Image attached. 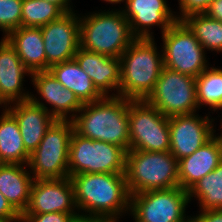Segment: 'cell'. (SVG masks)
Wrapping results in <instances>:
<instances>
[{
  "label": "cell",
  "mask_w": 222,
  "mask_h": 222,
  "mask_svg": "<svg viewBox=\"0 0 222 222\" xmlns=\"http://www.w3.org/2000/svg\"><path fill=\"white\" fill-rule=\"evenodd\" d=\"M70 178L77 212L89 221H119L130 212L125 173H82Z\"/></svg>",
  "instance_id": "6da1fadb"
},
{
  "label": "cell",
  "mask_w": 222,
  "mask_h": 222,
  "mask_svg": "<svg viewBox=\"0 0 222 222\" xmlns=\"http://www.w3.org/2000/svg\"><path fill=\"white\" fill-rule=\"evenodd\" d=\"M129 99L104 96L82 105L72 120L74 130L83 137L115 144L129 151Z\"/></svg>",
  "instance_id": "7a4b0ae2"
},
{
  "label": "cell",
  "mask_w": 222,
  "mask_h": 222,
  "mask_svg": "<svg viewBox=\"0 0 222 222\" xmlns=\"http://www.w3.org/2000/svg\"><path fill=\"white\" fill-rule=\"evenodd\" d=\"M119 58V96L145 100L153 91L164 67L162 50L158 52L154 38H136Z\"/></svg>",
  "instance_id": "3957f363"
},
{
  "label": "cell",
  "mask_w": 222,
  "mask_h": 222,
  "mask_svg": "<svg viewBox=\"0 0 222 222\" xmlns=\"http://www.w3.org/2000/svg\"><path fill=\"white\" fill-rule=\"evenodd\" d=\"M88 14L79 17L82 49L119 58L136 39L121 10L105 9Z\"/></svg>",
  "instance_id": "277c9868"
},
{
  "label": "cell",
  "mask_w": 222,
  "mask_h": 222,
  "mask_svg": "<svg viewBox=\"0 0 222 222\" xmlns=\"http://www.w3.org/2000/svg\"><path fill=\"white\" fill-rule=\"evenodd\" d=\"M125 177L130 195L179 187L178 160L169 151L129 150Z\"/></svg>",
  "instance_id": "5b68a950"
},
{
  "label": "cell",
  "mask_w": 222,
  "mask_h": 222,
  "mask_svg": "<svg viewBox=\"0 0 222 222\" xmlns=\"http://www.w3.org/2000/svg\"><path fill=\"white\" fill-rule=\"evenodd\" d=\"M73 131L71 120H55L47 129L27 164L34 180L69 177V145Z\"/></svg>",
  "instance_id": "8992f818"
},
{
  "label": "cell",
  "mask_w": 222,
  "mask_h": 222,
  "mask_svg": "<svg viewBox=\"0 0 222 222\" xmlns=\"http://www.w3.org/2000/svg\"><path fill=\"white\" fill-rule=\"evenodd\" d=\"M126 151L73 131L69 145V177L82 173H125Z\"/></svg>",
  "instance_id": "52a82bcc"
},
{
  "label": "cell",
  "mask_w": 222,
  "mask_h": 222,
  "mask_svg": "<svg viewBox=\"0 0 222 222\" xmlns=\"http://www.w3.org/2000/svg\"><path fill=\"white\" fill-rule=\"evenodd\" d=\"M129 150L167 152L170 149L169 117L145 100L129 99Z\"/></svg>",
  "instance_id": "ba28073f"
},
{
  "label": "cell",
  "mask_w": 222,
  "mask_h": 222,
  "mask_svg": "<svg viewBox=\"0 0 222 222\" xmlns=\"http://www.w3.org/2000/svg\"><path fill=\"white\" fill-rule=\"evenodd\" d=\"M162 40L164 67L195 78L209 67L206 50L182 20L173 23Z\"/></svg>",
  "instance_id": "9c48e42d"
},
{
  "label": "cell",
  "mask_w": 222,
  "mask_h": 222,
  "mask_svg": "<svg viewBox=\"0 0 222 222\" xmlns=\"http://www.w3.org/2000/svg\"><path fill=\"white\" fill-rule=\"evenodd\" d=\"M196 93L195 77L163 67L145 101L167 117L192 114L199 109Z\"/></svg>",
  "instance_id": "30bf717a"
},
{
  "label": "cell",
  "mask_w": 222,
  "mask_h": 222,
  "mask_svg": "<svg viewBox=\"0 0 222 222\" xmlns=\"http://www.w3.org/2000/svg\"><path fill=\"white\" fill-rule=\"evenodd\" d=\"M188 191L180 186L130 195V214L135 222H191L186 216Z\"/></svg>",
  "instance_id": "8fae6325"
},
{
  "label": "cell",
  "mask_w": 222,
  "mask_h": 222,
  "mask_svg": "<svg viewBox=\"0 0 222 222\" xmlns=\"http://www.w3.org/2000/svg\"><path fill=\"white\" fill-rule=\"evenodd\" d=\"M75 11L41 28L46 53V71L57 63L74 59L80 47V21Z\"/></svg>",
  "instance_id": "7c38bea8"
},
{
  "label": "cell",
  "mask_w": 222,
  "mask_h": 222,
  "mask_svg": "<svg viewBox=\"0 0 222 222\" xmlns=\"http://www.w3.org/2000/svg\"><path fill=\"white\" fill-rule=\"evenodd\" d=\"M214 119L196 113L169 117V152L180 160L193 154L215 135Z\"/></svg>",
  "instance_id": "4fadbf2b"
},
{
  "label": "cell",
  "mask_w": 222,
  "mask_h": 222,
  "mask_svg": "<svg viewBox=\"0 0 222 222\" xmlns=\"http://www.w3.org/2000/svg\"><path fill=\"white\" fill-rule=\"evenodd\" d=\"M74 186L70 177L62 179H36L30 191V200L23 214L69 213L73 218L77 213Z\"/></svg>",
  "instance_id": "5bb4252c"
},
{
  "label": "cell",
  "mask_w": 222,
  "mask_h": 222,
  "mask_svg": "<svg viewBox=\"0 0 222 222\" xmlns=\"http://www.w3.org/2000/svg\"><path fill=\"white\" fill-rule=\"evenodd\" d=\"M167 3L166 0H125V9L121 11L135 38H155L152 27L159 26L163 34L177 21L176 13L173 14Z\"/></svg>",
  "instance_id": "9a60e30c"
},
{
  "label": "cell",
  "mask_w": 222,
  "mask_h": 222,
  "mask_svg": "<svg viewBox=\"0 0 222 222\" xmlns=\"http://www.w3.org/2000/svg\"><path fill=\"white\" fill-rule=\"evenodd\" d=\"M30 77L35 90L41 96L37 99V96L31 94L30 100L33 103L45 108L56 120L72 121L75 118L83 104L72 91L65 88L50 71L33 72ZM41 99L51 105L52 109H48L46 104L40 101Z\"/></svg>",
  "instance_id": "2e32d148"
},
{
  "label": "cell",
  "mask_w": 222,
  "mask_h": 222,
  "mask_svg": "<svg viewBox=\"0 0 222 222\" xmlns=\"http://www.w3.org/2000/svg\"><path fill=\"white\" fill-rule=\"evenodd\" d=\"M31 72L23 65L14 47L3 37L0 41V101L7 106L30 99L23 89L25 76Z\"/></svg>",
  "instance_id": "e0dca14e"
},
{
  "label": "cell",
  "mask_w": 222,
  "mask_h": 222,
  "mask_svg": "<svg viewBox=\"0 0 222 222\" xmlns=\"http://www.w3.org/2000/svg\"><path fill=\"white\" fill-rule=\"evenodd\" d=\"M222 162V132L214 135L193 154L178 160L179 186L188 191Z\"/></svg>",
  "instance_id": "ac0fdd59"
},
{
  "label": "cell",
  "mask_w": 222,
  "mask_h": 222,
  "mask_svg": "<svg viewBox=\"0 0 222 222\" xmlns=\"http://www.w3.org/2000/svg\"><path fill=\"white\" fill-rule=\"evenodd\" d=\"M74 59L103 96H119L120 58L105 56L79 47ZM112 90L114 92L116 90V94L110 95Z\"/></svg>",
  "instance_id": "d6986e66"
},
{
  "label": "cell",
  "mask_w": 222,
  "mask_h": 222,
  "mask_svg": "<svg viewBox=\"0 0 222 222\" xmlns=\"http://www.w3.org/2000/svg\"><path fill=\"white\" fill-rule=\"evenodd\" d=\"M12 104L7 105L6 109L17 120L25 149L31 154L56 119L45 108L30 99Z\"/></svg>",
  "instance_id": "ffe728a7"
},
{
  "label": "cell",
  "mask_w": 222,
  "mask_h": 222,
  "mask_svg": "<svg viewBox=\"0 0 222 222\" xmlns=\"http://www.w3.org/2000/svg\"><path fill=\"white\" fill-rule=\"evenodd\" d=\"M5 38L31 73L46 71V53L41 28L21 26Z\"/></svg>",
  "instance_id": "44dd1931"
},
{
  "label": "cell",
  "mask_w": 222,
  "mask_h": 222,
  "mask_svg": "<svg viewBox=\"0 0 222 222\" xmlns=\"http://www.w3.org/2000/svg\"><path fill=\"white\" fill-rule=\"evenodd\" d=\"M26 166L24 164L0 165V192L20 215L27 209L34 181Z\"/></svg>",
  "instance_id": "7402d4cb"
},
{
  "label": "cell",
  "mask_w": 222,
  "mask_h": 222,
  "mask_svg": "<svg viewBox=\"0 0 222 222\" xmlns=\"http://www.w3.org/2000/svg\"><path fill=\"white\" fill-rule=\"evenodd\" d=\"M49 71L65 88L72 91L82 104L104 97L75 59L54 64Z\"/></svg>",
  "instance_id": "603a6c76"
},
{
  "label": "cell",
  "mask_w": 222,
  "mask_h": 222,
  "mask_svg": "<svg viewBox=\"0 0 222 222\" xmlns=\"http://www.w3.org/2000/svg\"><path fill=\"white\" fill-rule=\"evenodd\" d=\"M0 116V162L28 164L30 153L25 149L15 117L5 108Z\"/></svg>",
  "instance_id": "cb8c5ba5"
},
{
  "label": "cell",
  "mask_w": 222,
  "mask_h": 222,
  "mask_svg": "<svg viewBox=\"0 0 222 222\" xmlns=\"http://www.w3.org/2000/svg\"><path fill=\"white\" fill-rule=\"evenodd\" d=\"M189 201L196 198L201 211L222 209V162L188 190Z\"/></svg>",
  "instance_id": "d4e9b609"
},
{
  "label": "cell",
  "mask_w": 222,
  "mask_h": 222,
  "mask_svg": "<svg viewBox=\"0 0 222 222\" xmlns=\"http://www.w3.org/2000/svg\"><path fill=\"white\" fill-rule=\"evenodd\" d=\"M182 21L193 32L204 49L222 52V22L210 18L205 13H194Z\"/></svg>",
  "instance_id": "484cf974"
},
{
  "label": "cell",
  "mask_w": 222,
  "mask_h": 222,
  "mask_svg": "<svg viewBox=\"0 0 222 222\" xmlns=\"http://www.w3.org/2000/svg\"><path fill=\"white\" fill-rule=\"evenodd\" d=\"M197 104L212 111L222 109V69L208 67L196 78Z\"/></svg>",
  "instance_id": "4316f807"
},
{
  "label": "cell",
  "mask_w": 222,
  "mask_h": 222,
  "mask_svg": "<svg viewBox=\"0 0 222 222\" xmlns=\"http://www.w3.org/2000/svg\"><path fill=\"white\" fill-rule=\"evenodd\" d=\"M22 27L40 28L60 18L65 12L57 5L44 0H23Z\"/></svg>",
  "instance_id": "83f0119b"
},
{
  "label": "cell",
  "mask_w": 222,
  "mask_h": 222,
  "mask_svg": "<svg viewBox=\"0 0 222 222\" xmlns=\"http://www.w3.org/2000/svg\"><path fill=\"white\" fill-rule=\"evenodd\" d=\"M22 2L23 0H0V29L4 37L21 27Z\"/></svg>",
  "instance_id": "f1b7e54d"
},
{
  "label": "cell",
  "mask_w": 222,
  "mask_h": 222,
  "mask_svg": "<svg viewBox=\"0 0 222 222\" xmlns=\"http://www.w3.org/2000/svg\"><path fill=\"white\" fill-rule=\"evenodd\" d=\"M214 1L215 0H179L180 15H176L177 20H182L190 14L204 13Z\"/></svg>",
  "instance_id": "f546056e"
},
{
  "label": "cell",
  "mask_w": 222,
  "mask_h": 222,
  "mask_svg": "<svg viewBox=\"0 0 222 222\" xmlns=\"http://www.w3.org/2000/svg\"><path fill=\"white\" fill-rule=\"evenodd\" d=\"M73 217L69 213L22 214L21 222H70Z\"/></svg>",
  "instance_id": "4dcf8cb0"
},
{
  "label": "cell",
  "mask_w": 222,
  "mask_h": 222,
  "mask_svg": "<svg viewBox=\"0 0 222 222\" xmlns=\"http://www.w3.org/2000/svg\"><path fill=\"white\" fill-rule=\"evenodd\" d=\"M0 220L7 222H21V215L12 207L0 192Z\"/></svg>",
  "instance_id": "1f68e13d"
},
{
  "label": "cell",
  "mask_w": 222,
  "mask_h": 222,
  "mask_svg": "<svg viewBox=\"0 0 222 222\" xmlns=\"http://www.w3.org/2000/svg\"><path fill=\"white\" fill-rule=\"evenodd\" d=\"M200 212L191 217V222H222V209H209Z\"/></svg>",
  "instance_id": "d6a6232c"
},
{
  "label": "cell",
  "mask_w": 222,
  "mask_h": 222,
  "mask_svg": "<svg viewBox=\"0 0 222 222\" xmlns=\"http://www.w3.org/2000/svg\"><path fill=\"white\" fill-rule=\"evenodd\" d=\"M204 13L210 18L222 22V0H215Z\"/></svg>",
  "instance_id": "836d02e7"
},
{
  "label": "cell",
  "mask_w": 222,
  "mask_h": 222,
  "mask_svg": "<svg viewBox=\"0 0 222 222\" xmlns=\"http://www.w3.org/2000/svg\"><path fill=\"white\" fill-rule=\"evenodd\" d=\"M54 5L59 6L65 13L73 12V6H71V0H44Z\"/></svg>",
  "instance_id": "e575fe53"
},
{
  "label": "cell",
  "mask_w": 222,
  "mask_h": 222,
  "mask_svg": "<svg viewBox=\"0 0 222 222\" xmlns=\"http://www.w3.org/2000/svg\"><path fill=\"white\" fill-rule=\"evenodd\" d=\"M70 222H89V220L79 215L74 217Z\"/></svg>",
  "instance_id": "d590c367"
},
{
  "label": "cell",
  "mask_w": 222,
  "mask_h": 222,
  "mask_svg": "<svg viewBox=\"0 0 222 222\" xmlns=\"http://www.w3.org/2000/svg\"><path fill=\"white\" fill-rule=\"evenodd\" d=\"M105 2H108L110 4H121V2L123 3L125 0H103Z\"/></svg>",
  "instance_id": "8d00e7d4"
},
{
  "label": "cell",
  "mask_w": 222,
  "mask_h": 222,
  "mask_svg": "<svg viewBox=\"0 0 222 222\" xmlns=\"http://www.w3.org/2000/svg\"><path fill=\"white\" fill-rule=\"evenodd\" d=\"M89 222H119V221H89Z\"/></svg>",
  "instance_id": "74e56055"
},
{
  "label": "cell",
  "mask_w": 222,
  "mask_h": 222,
  "mask_svg": "<svg viewBox=\"0 0 222 222\" xmlns=\"http://www.w3.org/2000/svg\"><path fill=\"white\" fill-rule=\"evenodd\" d=\"M2 105H4V104H3V103L0 101V106H1V107H5V108H6V106H2Z\"/></svg>",
  "instance_id": "f35d334b"
}]
</instances>
